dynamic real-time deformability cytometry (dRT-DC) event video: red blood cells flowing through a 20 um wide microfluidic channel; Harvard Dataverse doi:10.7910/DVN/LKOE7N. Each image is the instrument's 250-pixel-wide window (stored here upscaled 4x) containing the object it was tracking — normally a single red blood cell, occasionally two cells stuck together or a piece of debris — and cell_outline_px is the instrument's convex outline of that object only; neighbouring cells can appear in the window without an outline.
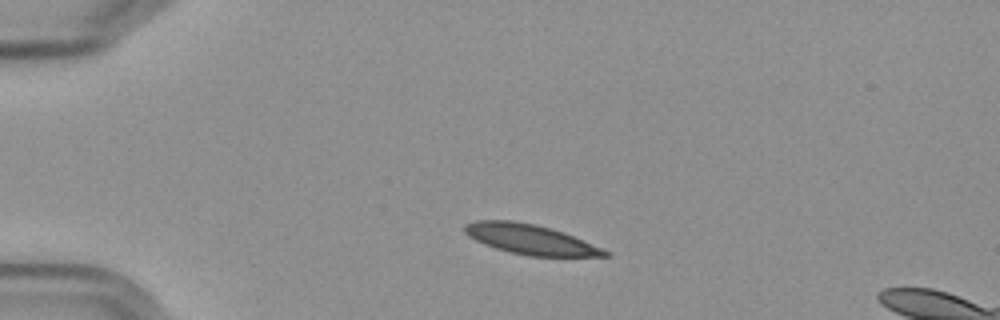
{"species": "Egyptian fruit bat (a non-hibernating species)", "species_latin": "Rousettus aegyptiacus", "temperature_condition": "cold", "stored_images_in_passage": 2, "camera_frame_rate_fps": 3000, "um_per_image_px": 0.085, "frame": {"image": 1, "passage_image": 1, "time_ms": 0.0, "image_size_px": [1000, 320], "cell_outline_px": [[612, 256], [528, 256], [496, 248], [484, 244], [468, 236], [464, 232], [464, 224], [476, 220], [512, 220], [532, 224], [564, 232], [612, 252]], "centroid_in_image_um": [45.09, 20.34], "position_along_channel_um": 39.9, "area_um2": 24.28}}